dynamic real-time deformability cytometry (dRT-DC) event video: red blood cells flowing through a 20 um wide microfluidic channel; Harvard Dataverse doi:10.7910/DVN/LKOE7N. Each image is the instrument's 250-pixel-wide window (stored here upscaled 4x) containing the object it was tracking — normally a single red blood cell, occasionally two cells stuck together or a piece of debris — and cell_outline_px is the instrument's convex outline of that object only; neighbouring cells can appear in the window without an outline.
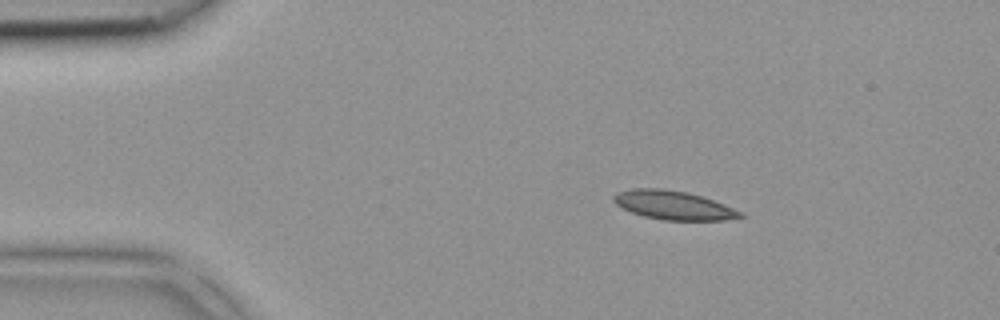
{"species": "common noctule bat (a hibernating species)", "species_latin": "Nyctalus noctula", "temperature_condition": "room temperature", "stored_images_in_passage": 3, "camera_frame_rate_fps": 3000, "um_per_image_px": 0.085, "animal": {"sex": "female", "body_mass_g": 18.4}, "frame": {"image": 1, "passage_image": 1, "time_ms": 0.0, "image_size_px": [1000, 320], "cell_outline_px": [[748, 216], [724, 220], [664, 220], [644, 216], [632, 212], [616, 204], [612, 200], [612, 196], [616, 192], [632, 188], [664, 188], [688, 192], [724, 204], [744, 212]], "centroid_in_image_um": [57.26, 17.43], "position_along_channel_um": 27.7, "area_um2": 21.39}}
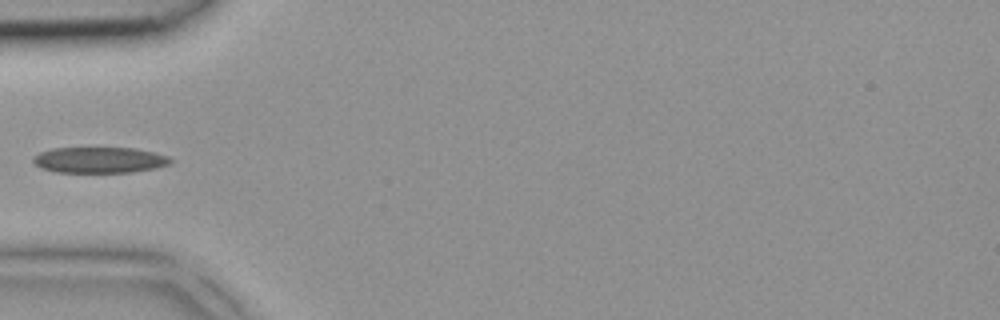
{"frame": {"image": 2, "passage_image": 3, "time_ms": 0.667, "image_size_px": [1000, 320], "cell_outline_px": [[172, 160], [168, 164], [152, 168], [132, 172], [56, 172], [40, 168], [32, 160], [40, 152], [52, 148], [136, 148], [168, 156]], "centroid_in_image_um": [8.42, 13.59], "position_along_channel_um": 76.6, "area_um2": 20.46}}